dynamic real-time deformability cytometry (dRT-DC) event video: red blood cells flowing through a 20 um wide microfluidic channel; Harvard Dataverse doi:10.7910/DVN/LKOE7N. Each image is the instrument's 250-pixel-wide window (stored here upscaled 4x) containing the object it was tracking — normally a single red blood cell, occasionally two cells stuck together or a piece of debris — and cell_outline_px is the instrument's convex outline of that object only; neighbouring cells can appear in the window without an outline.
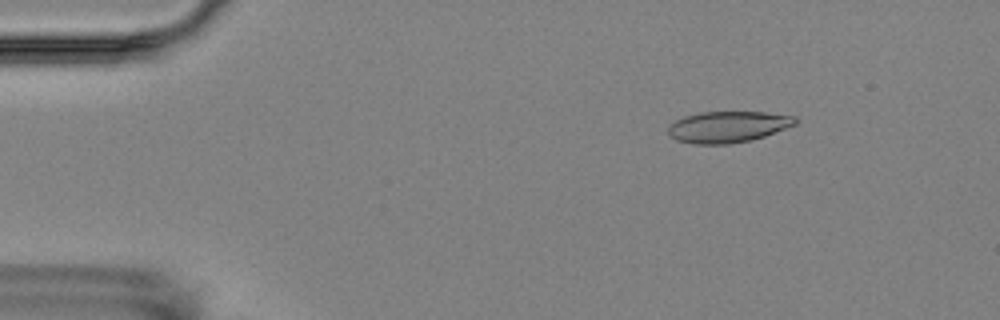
{"species": "Egyptian fruit bat (a non-hibernating species)", "species_latin": "Rousettus aegyptiacus", "temperature_condition": "room temperature", "stored_images_in_passage": 3, "camera_frame_rate_fps": 3000, "um_per_image_px": 0.085, "animal": {"sex": "female"}, "frame": {"image": 1, "passage_image": 1, "time_ms": 0.0, "image_size_px": [1000, 320], "cell_outline_px": [[796, 124], [764, 136], [752, 140], [728, 144], [692, 144], [676, 140], [668, 136], [668, 128], [676, 120], [684, 116], [700, 112], [764, 112], [796, 116]], "centroid_in_image_um": [61.84, 10.78], "position_along_channel_um": 23.2, "area_um2": 23.18}}